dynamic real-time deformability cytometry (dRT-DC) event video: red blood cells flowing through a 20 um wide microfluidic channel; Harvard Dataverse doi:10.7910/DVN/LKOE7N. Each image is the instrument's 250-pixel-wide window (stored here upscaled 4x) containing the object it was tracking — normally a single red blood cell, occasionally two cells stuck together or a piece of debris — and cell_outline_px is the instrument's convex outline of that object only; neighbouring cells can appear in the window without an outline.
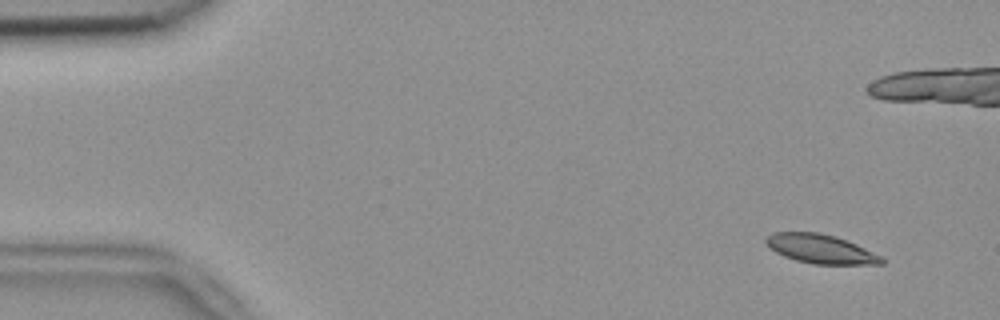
{"species": "common noctule bat (a hibernating species)", "species_latin": "Nyctalus noctula", "temperature_condition": "room temperature", "stored_images_in_passage": 55, "camera_frame_rate_fps": 3000, "um_per_image_px": 0.085, "animal": {"sex": "female", "body_mass_g": 18.4}, "frame": {"image": 1, "passage_image": 4, "time_ms": 1.0, "image_size_px": [1000, 320], "cell_outline_px": [[884, 264], [812, 264], [796, 260], [784, 256], [768, 248], [764, 240], [772, 232], [820, 232], [836, 236], [856, 244], [880, 256], [884, 260]], "centroid_in_image_um": [69.71, 21.15], "position_along_channel_um": 15.3, "area_um2": 19.54}}
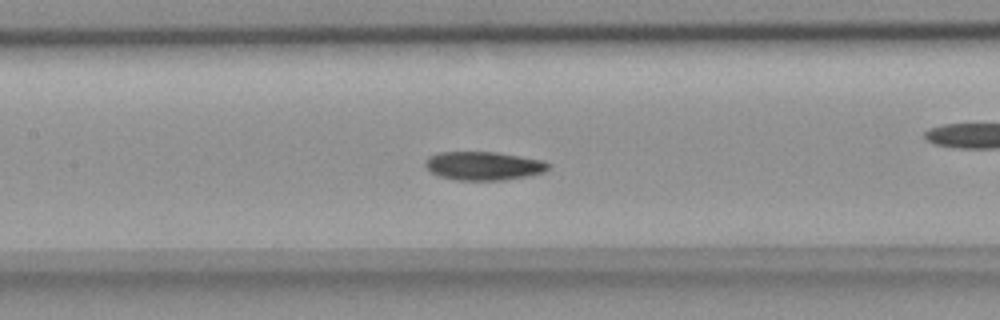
{"frame": {"image": 2, "passage_image": 25, "time_ms": 8.0, "image_size_px": [1000, 320], "cell_outline_px": [[552, 164], [544, 172], [528, 176], [504, 180], [456, 180], [440, 176], [424, 168], [424, 160], [428, 156], [440, 152], [496, 152], [544, 160]], "centroid_in_image_um": [41.09, 14.09], "position_along_channel_um": 166.3, "area_um2": 20.69}}
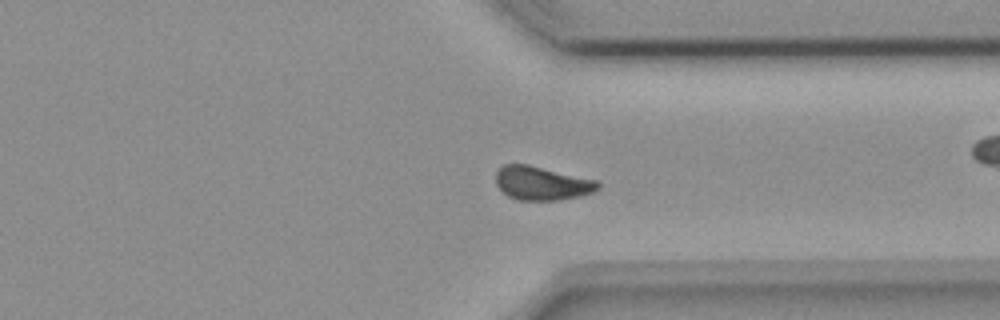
{"frame": {"image": 3, "passage_image": 41, "time_ms": 13.333, "image_size_px": [1000, 320], "cell_outline_px": [[600, 188], [592, 192], [580, 196], [560, 200], [516, 200], [508, 196], [496, 184], [496, 172], [504, 164], [528, 164], [600, 180]], "centroid_in_image_um": [46.1, 15.57], "position_along_channel_um": 365.3, "area_um2": 20.29}, "authors_computed_cell_mechanics": {"area_um2": 20.4034, "velocity_mm_per_s": 3.7278, "shape_relaxation_time_tau1_ms": 9.1436, "shape_relaxation_time_tau2_ms": 5.9063, "deformation_change_tau1": 0.1635, "deformation_change_tau2": 0.0772}}